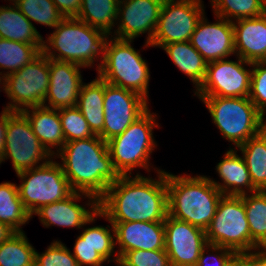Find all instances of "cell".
<instances>
[{"label": "cell", "instance_id": "obj_34", "mask_svg": "<svg viewBox=\"0 0 266 266\" xmlns=\"http://www.w3.org/2000/svg\"><path fill=\"white\" fill-rule=\"evenodd\" d=\"M213 10L216 17H229L236 19L254 18L263 15L266 12V6L261 0H212Z\"/></svg>", "mask_w": 266, "mask_h": 266}, {"label": "cell", "instance_id": "obj_33", "mask_svg": "<svg viewBox=\"0 0 266 266\" xmlns=\"http://www.w3.org/2000/svg\"><path fill=\"white\" fill-rule=\"evenodd\" d=\"M14 4L30 21L55 28L65 17L52 0H16Z\"/></svg>", "mask_w": 266, "mask_h": 266}, {"label": "cell", "instance_id": "obj_39", "mask_svg": "<svg viewBox=\"0 0 266 266\" xmlns=\"http://www.w3.org/2000/svg\"><path fill=\"white\" fill-rule=\"evenodd\" d=\"M128 266H172L164 250H132L120 258Z\"/></svg>", "mask_w": 266, "mask_h": 266}, {"label": "cell", "instance_id": "obj_36", "mask_svg": "<svg viewBox=\"0 0 266 266\" xmlns=\"http://www.w3.org/2000/svg\"><path fill=\"white\" fill-rule=\"evenodd\" d=\"M35 266H79L69 249L59 241H54L45 253L35 252Z\"/></svg>", "mask_w": 266, "mask_h": 266}, {"label": "cell", "instance_id": "obj_2", "mask_svg": "<svg viewBox=\"0 0 266 266\" xmlns=\"http://www.w3.org/2000/svg\"><path fill=\"white\" fill-rule=\"evenodd\" d=\"M59 155L64 175L73 191H80L93 204H99L109 186L119 178L107 142L99 135L65 142Z\"/></svg>", "mask_w": 266, "mask_h": 266}, {"label": "cell", "instance_id": "obj_14", "mask_svg": "<svg viewBox=\"0 0 266 266\" xmlns=\"http://www.w3.org/2000/svg\"><path fill=\"white\" fill-rule=\"evenodd\" d=\"M104 128L99 136L105 141L123 133L147 109V100L139 94L105 81Z\"/></svg>", "mask_w": 266, "mask_h": 266}, {"label": "cell", "instance_id": "obj_47", "mask_svg": "<svg viewBox=\"0 0 266 266\" xmlns=\"http://www.w3.org/2000/svg\"><path fill=\"white\" fill-rule=\"evenodd\" d=\"M117 263H118V265L120 264V266H128V265H126L120 258H118L117 260H115Z\"/></svg>", "mask_w": 266, "mask_h": 266}, {"label": "cell", "instance_id": "obj_38", "mask_svg": "<svg viewBox=\"0 0 266 266\" xmlns=\"http://www.w3.org/2000/svg\"><path fill=\"white\" fill-rule=\"evenodd\" d=\"M265 65V66H264ZM249 99L264 115L266 111V61L252 63Z\"/></svg>", "mask_w": 266, "mask_h": 266}, {"label": "cell", "instance_id": "obj_26", "mask_svg": "<svg viewBox=\"0 0 266 266\" xmlns=\"http://www.w3.org/2000/svg\"><path fill=\"white\" fill-rule=\"evenodd\" d=\"M162 48L174 64L191 78L198 89L205 78L208 63L192 46L191 42L170 43Z\"/></svg>", "mask_w": 266, "mask_h": 266}, {"label": "cell", "instance_id": "obj_7", "mask_svg": "<svg viewBox=\"0 0 266 266\" xmlns=\"http://www.w3.org/2000/svg\"><path fill=\"white\" fill-rule=\"evenodd\" d=\"M154 117L147 109L123 133L107 141L113 167L119 176H127L136 166L148 168L149 155L155 147Z\"/></svg>", "mask_w": 266, "mask_h": 266}, {"label": "cell", "instance_id": "obj_15", "mask_svg": "<svg viewBox=\"0 0 266 266\" xmlns=\"http://www.w3.org/2000/svg\"><path fill=\"white\" fill-rule=\"evenodd\" d=\"M165 251L172 266H196L208 245L205 230L167 215L164 220Z\"/></svg>", "mask_w": 266, "mask_h": 266}, {"label": "cell", "instance_id": "obj_8", "mask_svg": "<svg viewBox=\"0 0 266 266\" xmlns=\"http://www.w3.org/2000/svg\"><path fill=\"white\" fill-rule=\"evenodd\" d=\"M17 176L23 180L17 186L19 197L31 216L42 206L63 200L74 192L62 166L53 161L46 160L33 169L17 173Z\"/></svg>", "mask_w": 266, "mask_h": 266}, {"label": "cell", "instance_id": "obj_31", "mask_svg": "<svg viewBox=\"0 0 266 266\" xmlns=\"http://www.w3.org/2000/svg\"><path fill=\"white\" fill-rule=\"evenodd\" d=\"M42 51L33 44L0 38V68L10 69L5 75L20 70Z\"/></svg>", "mask_w": 266, "mask_h": 266}, {"label": "cell", "instance_id": "obj_22", "mask_svg": "<svg viewBox=\"0 0 266 266\" xmlns=\"http://www.w3.org/2000/svg\"><path fill=\"white\" fill-rule=\"evenodd\" d=\"M28 109H32V113ZM58 111V112H57ZM29 120L33 133L39 141L52 153L51 147L59 146V150L65 144V138L62 132V125L59 116V109L48 108L45 106L30 107L21 111Z\"/></svg>", "mask_w": 266, "mask_h": 266}, {"label": "cell", "instance_id": "obj_41", "mask_svg": "<svg viewBox=\"0 0 266 266\" xmlns=\"http://www.w3.org/2000/svg\"><path fill=\"white\" fill-rule=\"evenodd\" d=\"M212 248L214 251H221V254L219 256L214 255V259H216L217 266H231V264L236 260L237 253L234 250H231L226 247L222 246H216V245H210L208 244L199 255V259L197 261L196 266H207V258L205 256V249L206 248ZM223 251V252H222Z\"/></svg>", "mask_w": 266, "mask_h": 266}, {"label": "cell", "instance_id": "obj_9", "mask_svg": "<svg viewBox=\"0 0 266 266\" xmlns=\"http://www.w3.org/2000/svg\"><path fill=\"white\" fill-rule=\"evenodd\" d=\"M205 233L210 245L226 247L237 254L251 252V235L243 195H223Z\"/></svg>", "mask_w": 266, "mask_h": 266}, {"label": "cell", "instance_id": "obj_24", "mask_svg": "<svg viewBox=\"0 0 266 266\" xmlns=\"http://www.w3.org/2000/svg\"><path fill=\"white\" fill-rule=\"evenodd\" d=\"M0 7V38L36 45L41 51L43 39L32 22L29 21L19 8Z\"/></svg>", "mask_w": 266, "mask_h": 266}, {"label": "cell", "instance_id": "obj_50", "mask_svg": "<svg viewBox=\"0 0 266 266\" xmlns=\"http://www.w3.org/2000/svg\"><path fill=\"white\" fill-rule=\"evenodd\" d=\"M264 4H265V6H266V0H261Z\"/></svg>", "mask_w": 266, "mask_h": 266}, {"label": "cell", "instance_id": "obj_12", "mask_svg": "<svg viewBox=\"0 0 266 266\" xmlns=\"http://www.w3.org/2000/svg\"><path fill=\"white\" fill-rule=\"evenodd\" d=\"M201 3V0L164 2L150 46L189 42L198 21L204 16Z\"/></svg>", "mask_w": 266, "mask_h": 266}, {"label": "cell", "instance_id": "obj_44", "mask_svg": "<svg viewBox=\"0 0 266 266\" xmlns=\"http://www.w3.org/2000/svg\"><path fill=\"white\" fill-rule=\"evenodd\" d=\"M6 127H7V109L5 108L2 111L0 117V163L4 150Z\"/></svg>", "mask_w": 266, "mask_h": 266}, {"label": "cell", "instance_id": "obj_1", "mask_svg": "<svg viewBox=\"0 0 266 266\" xmlns=\"http://www.w3.org/2000/svg\"><path fill=\"white\" fill-rule=\"evenodd\" d=\"M159 180L141 175L119 176L99 200V216L110 223L164 222L168 215L166 172Z\"/></svg>", "mask_w": 266, "mask_h": 266}, {"label": "cell", "instance_id": "obj_42", "mask_svg": "<svg viewBox=\"0 0 266 266\" xmlns=\"http://www.w3.org/2000/svg\"><path fill=\"white\" fill-rule=\"evenodd\" d=\"M236 261L241 266H266V251L240 253L237 254Z\"/></svg>", "mask_w": 266, "mask_h": 266}, {"label": "cell", "instance_id": "obj_25", "mask_svg": "<svg viewBox=\"0 0 266 266\" xmlns=\"http://www.w3.org/2000/svg\"><path fill=\"white\" fill-rule=\"evenodd\" d=\"M105 81L99 76L81 86L77 107L85 117L91 131L99 135L104 128Z\"/></svg>", "mask_w": 266, "mask_h": 266}, {"label": "cell", "instance_id": "obj_21", "mask_svg": "<svg viewBox=\"0 0 266 266\" xmlns=\"http://www.w3.org/2000/svg\"><path fill=\"white\" fill-rule=\"evenodd\" d=\"M80 197V192H73L67 198L42 206L34 214L40 216L42 224L46 227L57 225L63 227H82L93 222L95 216H99V204L91 205V213L81 205L75 203Z\"/></svg>", "mask_w": 266, "mask_h": 266}, {"label": "cell", "instance_id": "obj_6", "mask_svg": "<svg viewBox=\"0 0 266 266\" xmlns=\"http://www.w3.org/2000/svg\"><path fill=\"white\" fill-rule=\"evenodd\" d=\"M222 135L237 147L265 127L264 115L249 97H200Z\"/></svg>", "mask_w": 266, "mask_h": 266}, {"label": "cell", "instance_id": "obj_19", "mask_svg": "<svg viewBox=\"0 0 266 266\" xmlns=\"http://www.w3.org/2000/svg\"><path fill=\"white\" fill-rule=\"evenodd\" d=\"M120 251L118 258L132 250H164V222H121L111 223Z\"/></svg>", "mask_w": 266, "mask_h": 266}, {"label": "cell", "instance_id": "obj_10", "mask_svg": "<svg viewBox=\"0 0 266 266\" xmlns=\"http://www.w3.org/2000/svg\"><path fill=\"white\" fill-rule=\"evenodd\" d=\"M49 82V58L41 52L20 70L6 75L5 92L13 102L6 109L21 112L30 107L44 105Z\"/></svg>", "mask_w": 266, "mask_h": 266}, {"label": "cell", "instance_id": "obj_13", "mask_svg": "<svg viewBox=\"0 0 266 266\" xmlns=\"http://www.w3.org/2000/svg\"><path fill=\"white\" fill-rule=\"evenodd\" d=\"M239 60H216L207 64L205 78L196 93L199 97H249L251 72L242 65L252 63Z\"/></svg>", "mask_w": 266, "mask_h": 266}, {"label": "cell", "instance_id": "obj_20", "mask_svg": "<svg viewBox=\"0 0 266 266\" xmlns=\"http://www.w3.org/2000/svg\"><path fill=\"white\" fill-rule=\"evenodd\" d=\"M233 22L234 47L237 56L254 62L266 61V12L254 18H243ZM239 50V51H238Z\"/></svg>", "mask_w": 266, "mask_h": 266}, {"label": "cell", "instance_id": "obj_35", "mask_svg": "<svg viewBox=\"0 0 266 266\" xmlns=\"http://www.w3.org/2000/svg\"><path fill=\"white\" fill-rule=\"evenodd\" d=\"M59 116L65 142L88 139L95 135L77 106L60 108Z\"/></svg>", "mask_w": 266, "mask_h": 266}, {"label": "cell", "instance_id": "obj_46", "mask_svg": "<svg viewBox=\"0 0 266 266\" xmlns=\"http://www.w3.org/2000/svg\"><path fill=\"white\" fill-rule=\"evenodd\" d=\"M1 73H2V72H0V75H2ZM1 78L3 79V82H4V83H3V85H4L3 88H4V90H6V75H5V73H4V76L0 77V83H1V81H2Z\"/></svg>", "mask_w": 266, "mask_h": 266}, {"label": "cell", "instance_id": "obj_45", "mask_svg": "<svg viewBox=\"0 0 266 266\" xmlns=\"http://www.w3.org/2000/svg\"><path fill=\"white\" fill-rule=\"evenodd\" d=\"M16 231L9 225L0 222V244L9 239Z\"/></svg>", "mask_w": 266, "mask_h": 266}, {"label": "cell", "instance_id": "obj_3", "mask_svg": "<svg viewBox=\"0 0 266 266\" xmlns=\"http://www.w3.org/2000/svg\"><path fill=\"white\" fill-rule=\"evenodd\" d=\"M168 215L206 230L223 194L205 176H175L166 172Z\"/></svg>", "mask_w": 266, "mask_h": 266}, {"label": "cell", "instance_id": "obj_23", "mask_svg": "<svg viewBox=\"0 0 266 266\" xmlns=\"http://www.w3.org/2000/svg\"><path fill=\"white\" fill-rule=\"evenodd\" d=\"M224 185L213 180L211 182L221 191L223 195L240 196L245 194L243 186L251 192L258 191L250 178L247 165L242 157H239L233 149L225 154L224 159L216 167ZM232 188V189H231ZM227 193V194H226Z\"/></svg>", "mask_w": 266, "mask_h": 266}, {"label": "cell", "instance_id": "obj_17", "mask_svg": "<svg viewBox=\"0 0 266 266\" xmlns=\"http://www.w3.org/2000/svg\"><path fill=\"white\" fill-rule=\"evenodd\" d=\"M209 24L204 17L198 21L190 42L207 63L227 58L235 53L233 21L218 17Z\"/></svg>", "mask_w": 266, "mask_h": 266}, {"label": "cell", "instance_id": "obj_37", "mask_svg": "<svg viewBox=\"0 0 266 266\" xmlns=\"http://www.w3.org/2000/svg\"><path fill=\"white\" fill-rule=\"evenodd\" d=\"M80 236L105 260L109 259L114 251L115 238L107 228L101 226L87 228Z\"/></svg>", "mask_w": 266, "mask_h": 266}, {"label": "cell", "instance_id": "obj_16", "mask_svg": "<svg viewBox=\"0 0 266 266\" xmlns=\"http://www.w3.org/2000/svg\"><path fill=\"white\" fill-rule=\"evenodd\" d=\"M121 4L123 7L120 6ZM162 4L159 0H120L118 15L122 14L121 23L116 31L118 35L114 38L132 41L135 37L148 31L146 46L150 45Z\"/></svg>", "mask_w": 266, "mask_h": 266}, {"label": "cell", "instance_id": "obj_5", "mask_svg": "<svg viewBox=\"0 0 266 266\" xmlns=\"http://www.w3.org/2000/svg\"><path fill=\"white\" fill-rule=\"evenodd\" d=\"M106 39L99 77L108 84L125 88L147 100L149 69L141 55L130 45L131 40ZM114 40V41H113Z\"/></svg>", "mask_w": 266, "mask_h": 266}, {"label": "cell", "instance_id": "obj_48", "mask_svg": "<svg viewBox=\"0 0 266 266\" xmlns=\"http://www.w3.org/2000/svg\"><path fill=\"white\" fill-rule=\"evenodd\" d=\"M231 266H241L236 260L231 264Z\"/></svg>", "mask_w": 266, "mask_h": 266}, {"label": "cell", "instance_id": "obj_43", "mask_svg": "<svg viewBox=\"0 0 266 266\" xmlns=\"http://www.w3.org/2000/svg\"><path fill=\"white\" fill-rule=\"evenodd\" d=\"M58 11L65 17H77L81 10L82 0H52Z\"/></svg>", "mask_w": 266, "mask_h": 266}, {"label": "cell", "instance_id": "obj_49", "mask_svg": "<svg viewBox=\"0 0 266 266\" xmlns=\"http://www.w3.org/2000/svg\"><path fill=\"white\" fill-rule=\"evenodd\" d=\"M159 1H161L162 3H164V2L174 1V0H159Z\"/></svg>", "mask_w": 266, "mask_h": 266}, {"label": "cell", "instance_id": "obj_11", "mask_svg": "<svg viewBox=\"0 0 266 266\" xmlns=\"http://www.w3.org/2000/svg\"><path fill=\"white\" fill-rule=\"evenodd\" d=\"M51 155L33 133L27 117L22 112L7 109V127L1 162L7 156L10 157L17 174L33 169L38 161L46 160Z\"/></svg>", "mask_w": 266, "mask_h": 266}, {"label": "cell", "instance_id": "obj_40", "mask_svg": "<svg viewBox=\"0 0 266 266\" xmlns=\"http://www.w3.org/2000/svg\"><path fill=\"white\" fill-rule=\"evenodd\" d=\"M73 253L79 266H101V264L106 261L87 243V241H84L81 236H78L76 239Z\"/></svg>", "mask_w": 266, "mask_h": 266}, {"label": "cell", "instance_id": "obj_4", "mask_svg": "<svg viewBox=\"0 0 266 266\" xmlns=\"http://www.w3.org/2000/svg\"><path fill=\"white\" fill-rule=\"evenodd\" d=\"M55 29L47 41L59 54L56 57L50 52L51 46L48 47L43 41L42 52L48 58L74 63L85 68L91 67L99 50L103 53L108 36L86 22L76 17L64 18Z\"/></svg>", "mask_w": 266, "mask_h": 266}, {"label": "cell", "instance_id": "obj_29", "mask_svg": "<svg viewBox=\"0 0 266 266\" xmlns=\"http://www.w3.org/2000/svg\"><path fill=\"white\" fill-rule=\"evenodd\" d=\"M119 2L120 0H82L81 10L76 18L110 35L114 20L120 17Z\"/></svg>", "mask_w": 266, "mask_h": 266}, {"label": "cell", "instance_id": "obj_18", "mask_svg": "<svg viewBox=\"0 0 266 266\" xmlns=\"http://www.w3.org/2000/svg\"><path fill=\"white\" fill-rule=\"evenodd\" d=\"M79 66L74 63L49 58L50 82L47 95L48 108L60 109L77 106L79 92L83 84Z\"/></svg>", "mask_w": 266, "mask_h": 266}, {"label": "cell", "instance_id": "obj_30", "mask_svg": "<svg viewBox=\"0 0 266 266\" xmlns=\"http://www.w3.org/2000/svg\"><path fill=\"white\" fill-rule=\"evenodd\" d=\"M32 216L26 210L14 183L0 184V222L21 232L20 226L25 224Z\"/></svg>", "mask_w": 266, "mask_h": 266}, {"label": "cell", "instance_id": "obj_32", "mask_svg": "<svg viewBox=\"0 0 266 266\" xmlns=\"http://www.w3.org/2000/svg\"><path fill=\"white\" fill-rule=\"evenodd\" d=\"M25 234L14 233L0 244V266H35V250Z\"/></svg>", "mask_w": 266, "mask_h": 266}, {"label": "cell", "instance_id": "obj_27", "mask_svg": "<svg viewBox=\"0 0 266 266\" xmlns=\"http://www.w3.org/2000/svg\"><path fill=\"white\" fill-rule=\"evenodd\" d=\"M238 148L242 151L253 186L266 191V126Z\"/></svg>", "mask_w": 266, "mask_h": 266}, {"label": "cell", "instance_id": "obj_28", "mask_svg": "<svg viewBox=\"0 0 266 266\" xmlns=\"http://www.w3.org/2000/svg\"><path fill=\"white\" fill-rule=\"evenodd\" d=\"M246 218L251 235V250L266 247V191L243 194Z\"/></svg>", "mask_w": 266, "mask_h": 266}]
</instances>
